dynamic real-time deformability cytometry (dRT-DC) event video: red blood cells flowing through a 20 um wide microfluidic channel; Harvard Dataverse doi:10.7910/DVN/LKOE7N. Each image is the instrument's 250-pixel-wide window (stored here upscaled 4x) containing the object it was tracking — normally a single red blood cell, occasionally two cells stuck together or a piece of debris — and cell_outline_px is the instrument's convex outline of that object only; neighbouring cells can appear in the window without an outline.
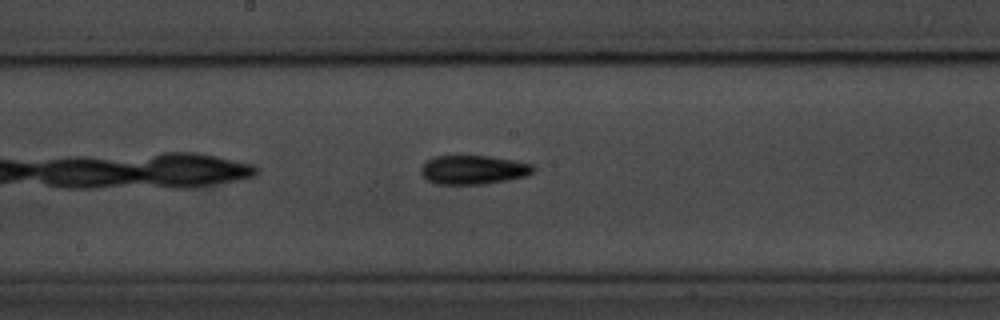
{"species": "common noctule bat (a hibernating species)", "species_latin": "Nyctalus noctula", "temperature_condition": "room temperature", "stored_images_in_passage": 31, "camera_frame_rate_fps": 3000, "um_per_image_px": 0.085, "animal": {"sex": "male", "body_mass_g": 20.1, "forearm_length_mm": 53.5}, "frame": {"image": 1, "passage_image": 14, "time_ms": 4.333, "image_size_px": [1000, 320], "cell_outline_px": [[536, 168], [528, 176], [508, 180], [484, 184], [436, 184], [428, 180], [420, 172], [420, 168], [428, 160], [436, 156], [488, 156], [512, 160], [532, 164]], "centroid_in_image_um": [40.25, 14.44], "position_along_channel_um": 207.9, "area_um2": 18.9}}